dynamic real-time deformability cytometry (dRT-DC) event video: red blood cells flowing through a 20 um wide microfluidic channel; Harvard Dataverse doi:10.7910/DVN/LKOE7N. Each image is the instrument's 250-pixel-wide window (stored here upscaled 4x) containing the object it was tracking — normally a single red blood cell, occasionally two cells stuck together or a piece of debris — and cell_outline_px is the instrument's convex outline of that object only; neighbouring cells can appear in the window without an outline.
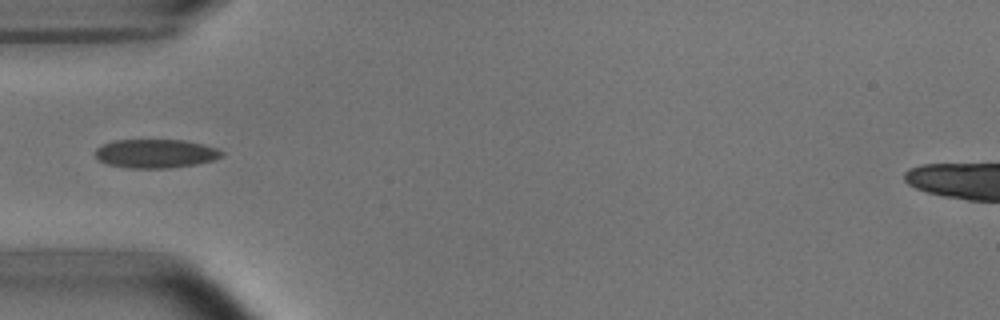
{"species": "common noctule bat (a hibernating species)", "species_latin": "Nyctalus noctula", "temperature_condition": "room temperature", "stored_images_in_passage": 9, "camera_frame_rate_fps": 3000, "um_per_image_px": 0.085, "animal": {"sex": "male", "body_mass_g": 15.6}, "frame": {"image": 1, "passage_image": 6, "time_ms": 6.667, "image_size_px": [1000, 320], "cell_outline_px": [[224, 156], [212, 160], [196, 164], [168, 168], [128, 168], [108, 164], [100, 160], [96, 156], [96, 148], [104, 144], [116, 140], [184, 140], [216, 148], [224, 152]], "centroid_in_image_um": [13.24, 13.05], "position_along_channel_um": 71.8, "area_um2": 20.98}}
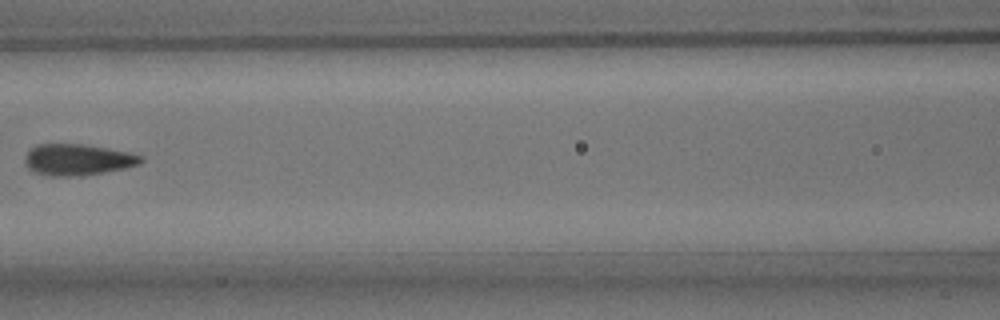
{"frame": {"image": 2, "passage_image": 8, "time_ms": 9.0, "image_size_px": [1000, 320], "cell_outline_px": [[144, 160], [140, 164], [124, 168], [100, 172], [72, 176], [48, 176], [36, 172], [28, 168], [24, 160], [24, 156], [36, 144], [84, 144], [108, 148], [128, 152], [144, 156]], "centroid_in_image_um": [6.6, 13.56], "position_along_channel_um": 160.0, "area_um2": 20.98}}
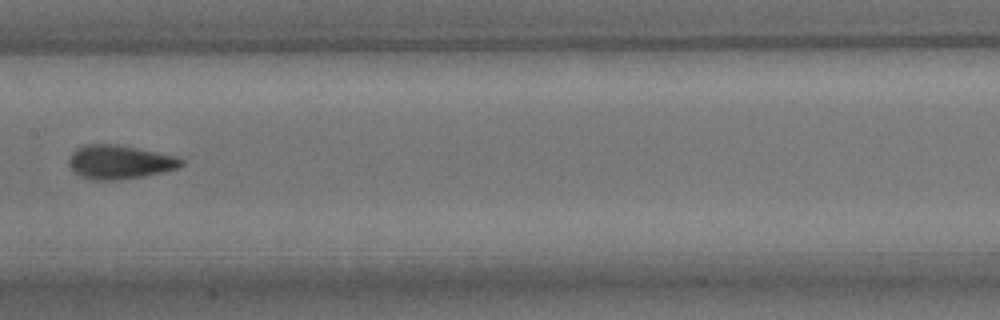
{"frame": {"image": 3, "passage_image": 9, "time_ms": 10.0, "image_size_px": [1000, 320], "cell_outline_px": [[184, 164], [176, 168], [144, 176], [112, 180], [92, 180], [80, 176], [72, 168], [72, 152], [76, 148], [84, 144], [116, 144], [176, 156], [184, 160]], "centroid_in_image_um": [10.19, 13.77], "position_along_channel_um": 197.2, "area_um2": 21.68}}